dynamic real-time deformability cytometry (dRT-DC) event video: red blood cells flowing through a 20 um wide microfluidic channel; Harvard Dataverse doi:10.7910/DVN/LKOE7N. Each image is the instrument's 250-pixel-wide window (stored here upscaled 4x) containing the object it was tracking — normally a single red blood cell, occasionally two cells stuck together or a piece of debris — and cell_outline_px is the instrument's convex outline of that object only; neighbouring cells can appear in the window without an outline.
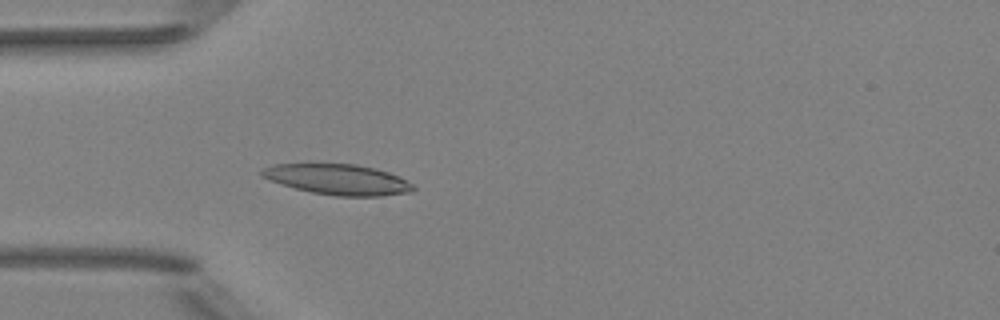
{"species": "Egyptian fruit bat (a non-hibernating species)", "species_latin": "Rousettus aegyptiacus", "temperature_condition": "room temperature", "stored_images_in_passage": 38, "camera_frame_rate_fps": 3000, "um_per_image_px": 0.085, "animal": {"sex": "female"}, "frame": {"image": 1, "passage_image": 2, "time_ms": 0.333, "image_size_px": [1000, 320], "cell_outline_px": [[416, 188], [412, 192], [380, 196], [336, 196], [312, 192], [296, 188], [260, 176], [260, 172], [264, 168], [272, 164], [356, 164], [388, 172], [400, 176], [412, 184]], "centroid_in_image_um": [28.76, 15.25], "position_along_channel_um": 56.2, "area_um2": 26.65}}
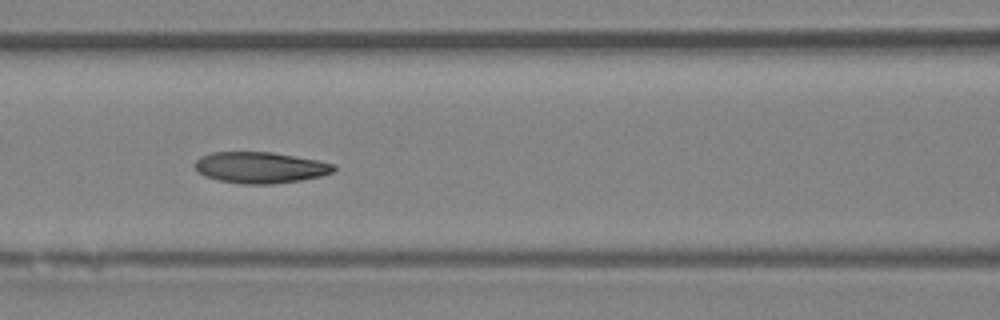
{"frame": {"image": 2, "passage_image": 9, "time_ms": 2.667, "image_size_px": [1000, 320], "cell_outline_px": [[336, 168], [332, 172], [320, 176], [300, 180], [272, 184], [240, 184], [220, 180], [204, 176], [196, 168], [196, 160], [200, 156], [212, 152], [272, 152], [316, 160], [336, 164]], "centroid_in_image_um": [22.12, 14.24], "position_along_channel_um": 144.5, "area_um2": 25.09}}
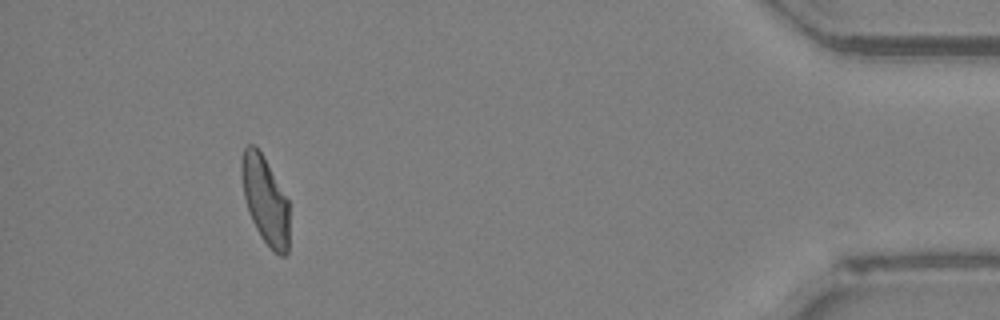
{"frame": {"image": 3, "passage_image": 34, "time_ms": 11.0, "image_size_px": [1000, 320], "cell_outline_px": [[288, 252], [284, 256], [280, 256], [260, 236], [252, 220], [244, 196], [240, 172], [240, 160], [244, 148], [248, 144], [256, 144], [288, 200]], "centroid_in_image_um": [22.51, 16.96], "position_along_channel_um": 412.7, "area_um2": 24.04}, "authors_computed_cell_mechanics": {"area_um2": 25.1719, "velocity_mm_per_s": 3.993, "shape_relaxation_time_tau1_ms": 7.433, "shape_relaxation_time_tau2_ms": 2.8223, "deformation_change_tau1": 0.2124, "deformation_change_tau2": 0.0981}}